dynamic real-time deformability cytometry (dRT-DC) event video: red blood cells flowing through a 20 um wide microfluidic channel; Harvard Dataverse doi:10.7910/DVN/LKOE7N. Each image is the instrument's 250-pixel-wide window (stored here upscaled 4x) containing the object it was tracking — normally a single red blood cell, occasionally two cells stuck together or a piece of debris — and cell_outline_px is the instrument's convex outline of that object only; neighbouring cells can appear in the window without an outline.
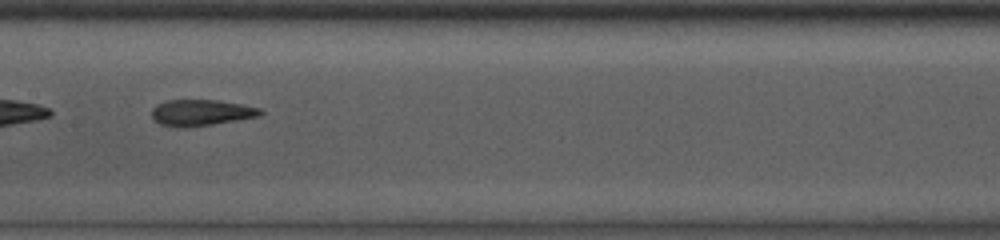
{"species": "common noctule bat (a hibernating species)", "species_latin": "Nyctalus noctula", "temperature_condition": "room temperature", "stored_images_in_passage": 52, "segment_of_instrument_passage": [2, 2], "camera_frame_rate_fps": 3000, "um_per_image_px": 0.085, "animal": {"sex": "male", "body_mass_g": 13.0, "forearm_length_mm": 53.1}, "frame": {"image": 1, "passage_image": 28, "time_ms": 9.0, "image_size_px": [1000, 240], "cell_outline_px": [[264, 112], [260, 116], [212, 124], [184, 128], [180, 128], [160, 124], [152, 120], [152, 108], [156, 104], [168, 100], [216, 100], [240, 104], [260, 108]], "centroid_in_image_um": [17.05, 9.58], "position_along_channel_um": 190.3, "area_um2": 16.59}}
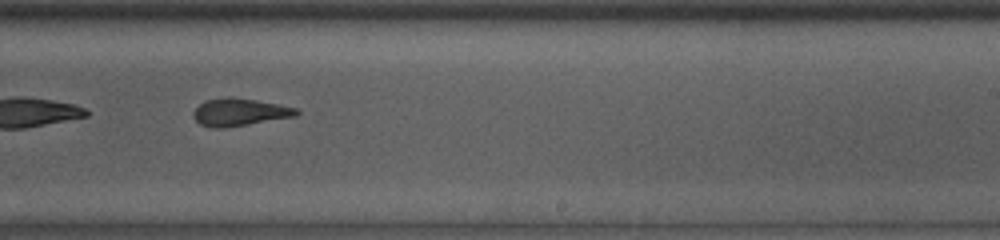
{"frame": {"image": 2, "passage_image": 34, "time_ms": 11.0, "image_size_px": [1000, 240], "cell_outline_px": [[300, 112], [296, 116], [224, 128], [212, 128], [200, 124], [192, 116], [192, 112], [200, 104], [208, 100], [228, 96], [232, 96], [256, 100], [296, 108]], "centroid_in_image_um": [20.33, 9.53], "position_along_channel_um": 268.7, "area_um2": 16.42}}